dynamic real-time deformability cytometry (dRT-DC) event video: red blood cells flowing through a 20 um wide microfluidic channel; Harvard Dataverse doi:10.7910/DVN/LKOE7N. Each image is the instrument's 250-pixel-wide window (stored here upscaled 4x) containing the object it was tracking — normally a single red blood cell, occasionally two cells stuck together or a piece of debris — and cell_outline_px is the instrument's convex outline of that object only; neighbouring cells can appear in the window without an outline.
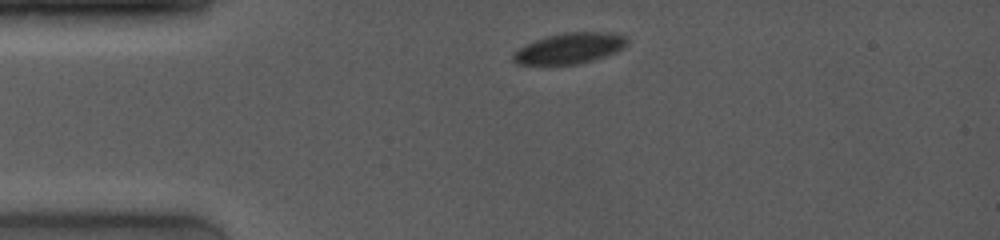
{"species": "common noctule bat (a hibernating species)", "species_latin": "Nyctalus noctula", "temperature_condition": "room temperature", "stored_images_in_passage": 55, "camera_frame_rate_fps": 4000, "um_per_image_px": 0.085, "animal": {"sex": "female", "body_mass_g": 19.0, "forearm_length_mm": 53.3}, "frame": {"image": 1, "passage_image": 1, "time_ms": 0.0, "image_size_px": [1000, 240], "cell_outline_px": [[628, 44], [624, 48], [616, 52], [592, 60], [576, 64], [516, 64], [512, 60], [512, 52], [524, 44], [544, 36], [564, 32], [612, 32], [628, 36]], "centroid_in_image_um": [48.41, 4.08], "position_along_channel_um": 36.6, "area_um2": 20.75}}
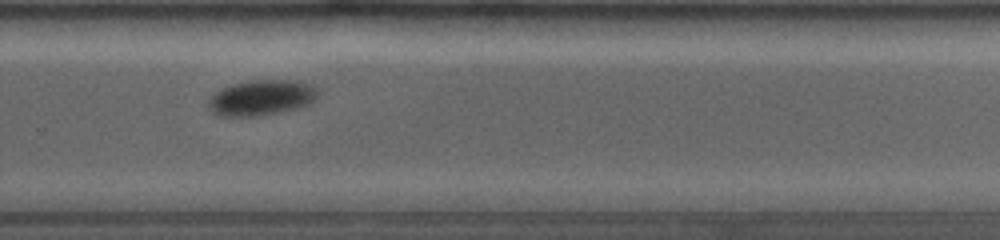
{"frame": {"image": 2, "passage_image": 36, "time_ms": 8.0, "image_size_px": [1000, 240], "cell_outline_px": [[316, 96], [308, 104], [296, 108], [256, 116], [216, 116], [208, 108], [208, 100], [216, 92], [232, 84], [252, 80], [300, 80], [308, 84], [316, 92]], "centroid_in_image_um": [22.15, 8.3], "position_along_channel_um": 307.7, "area_um2": 22.2}}
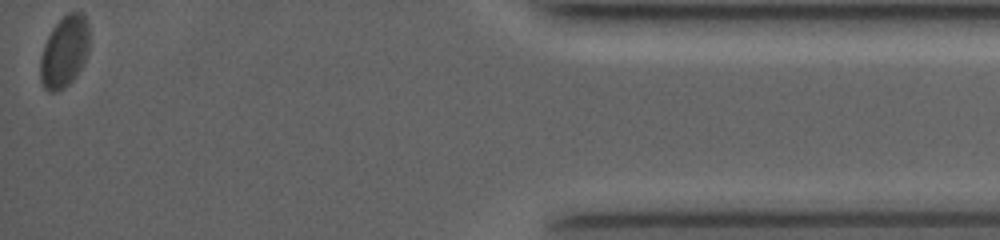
{"frame": {"image": 3, "passage_image": 55, "time_ms": 12.75, "image_size_px": [1000, 240], "cell_outline_px": [[88, 52], [80, 68], [72, 80], [64, 88], [56, 92], [48, 92], [44, 88], [40, 80], [40, 56], [44, 44], [52, 28], [68, 12], [80, 12], [88, 20]], "centroid_in_image_um": [5.45, 4.4], "position_along_channel_um": 429.8, "area_um2": 20.35}, "authors_computed_cell_mechanics": {"area_um2": 22.253, "velocity_mm_per_s": 3.8352, "shape_relaxation_time_tau1_ms": 1.7492, "shape_relaxation_time_tau2_ms": null, "deformation_change_tau1": 0.0499, "deformation_change_tau2": null}}